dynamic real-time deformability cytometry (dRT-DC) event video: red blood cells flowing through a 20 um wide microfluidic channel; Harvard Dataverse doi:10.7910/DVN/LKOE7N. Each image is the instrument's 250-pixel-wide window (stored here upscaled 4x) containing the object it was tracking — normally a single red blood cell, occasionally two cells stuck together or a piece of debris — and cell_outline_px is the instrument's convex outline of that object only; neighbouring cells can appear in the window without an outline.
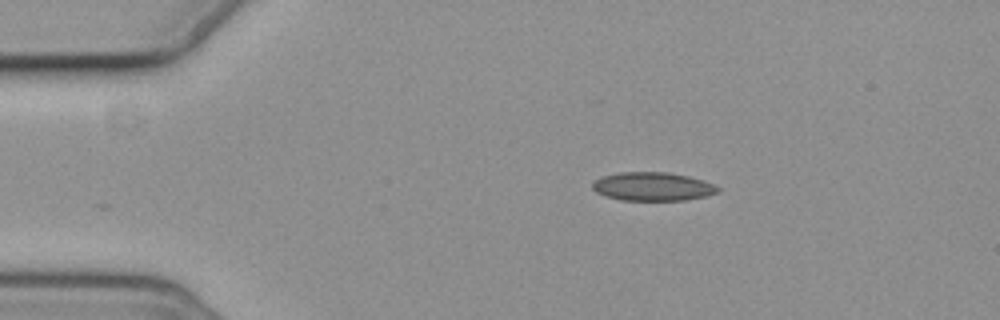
{"species": "common noctule bat (a hibernating species)", "species_latin": "Nyctalus noctula", "temperature_condition": "cold", "stored_images_in_passage": 3, "camera_frame_rate_fps": 3000, "um_per_image_px": 0.085, "animal": {"sex": "female", "body_mass_g": 19.3, "forearm_length_mm": 54.1}, "frame": {"image": 1, "passage_image": 1, "time_ms": 0.0, "image_size_px": [1000, 320], "cell_outline_px": [[720, 192], [704, 196], [684, 200], [624, 200], [608, 196], [596, 192], [592, 188], [592, 180], [600, 176], [620, 172], [668, 172], [688, 176], [704, 180], [720, 188]], "centroid_in_image_um": [55.46, 15.84], "position_along_channel_um": 29.5, "area_um2": 20.87}}
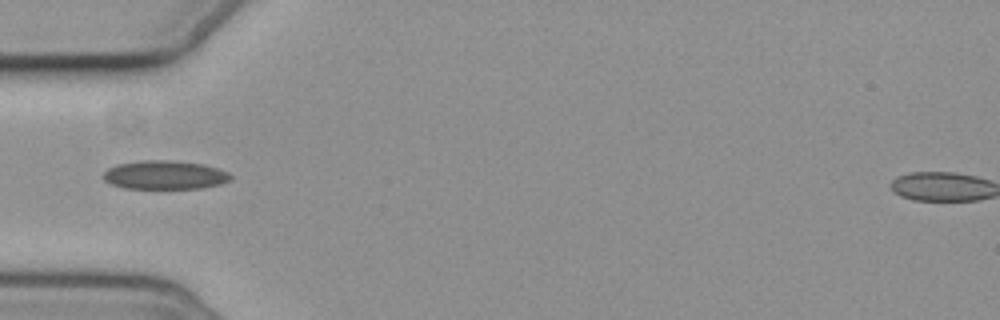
{"frame": {"image": 2, "passage_image": 3, "time_ms": 2.667, "image_size_px": [1000, 320], "cell_outline_px": [[232, 176], [228, 180], [220, 184], [200, 188], [124, 188], [112, 184], [104, 180], [104, 172], [108, 168], [116, 164], [144, 160], [168, 160], [200, 164], [216, 168], [228, 172]], "centroid_in_image_um": [13.97, 14.87], "position_along_channel_um": 71.0, "area_um2": 20.98}}